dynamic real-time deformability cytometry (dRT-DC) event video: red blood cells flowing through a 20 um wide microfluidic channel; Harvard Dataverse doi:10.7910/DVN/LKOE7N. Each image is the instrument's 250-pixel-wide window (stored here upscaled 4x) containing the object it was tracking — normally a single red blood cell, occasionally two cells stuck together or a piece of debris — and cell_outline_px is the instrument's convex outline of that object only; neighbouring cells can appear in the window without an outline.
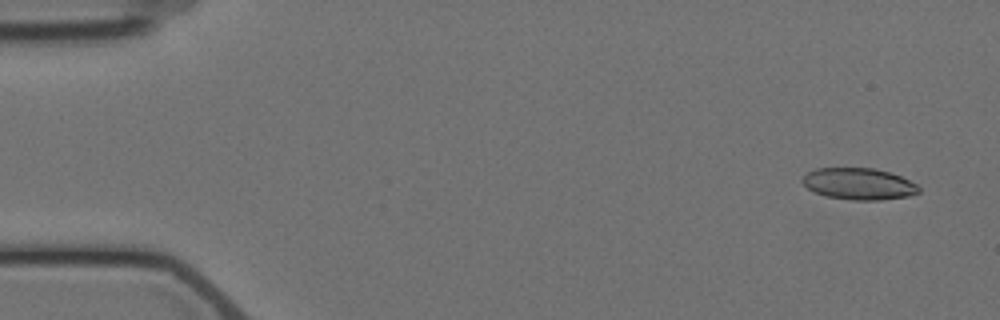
{"species": "Egyptian fruit bat (a non-hibernating species)", "species_latin": "Rousettus aegyptiacus", "temperature_condition": "cold", "stored_images_in_passage": 7, "camera_frame_rate_fps": 3000, "um_per_image_px": 0.085, "animal": {"sex": "female"}, "frame": {"image": 1, "passage_image": 1, "time_ms": 0.0, "image_size_px": [1000, 320], "cell_outline_px": [[920, 192], [908, 196], [880, 200], [852, 200], [828, 196], [812, 192], [800, 180], [808, 172], [816, 168], [876, 168], [900, 176], [916, 184], [920, 188]], "centroid_in_image_um": [72.98, 15.63], "position_along_channel_um": 12.0, "area_um2": 21.39}}
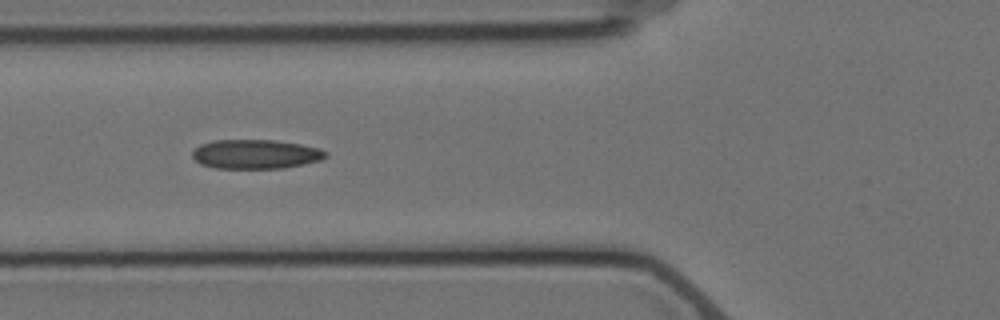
{"frame": {"image": 2, "passage_image": 6, "time_ms": 6.0, "image_size_px": [1000, 320], "cell_outline_px": [[328, 156], [320, 160], [304, 164], [284, 168], [216, 168], [200, 164], [192, 156], [192, 148], [200, 144], [212, 140], [272, 140], [300, 144], [320, 148], [328, 152]], "centroid_in_image_um": [21.71, 13.1], "position_along_channel_um": 104.1, "area_um2": 22.89}}
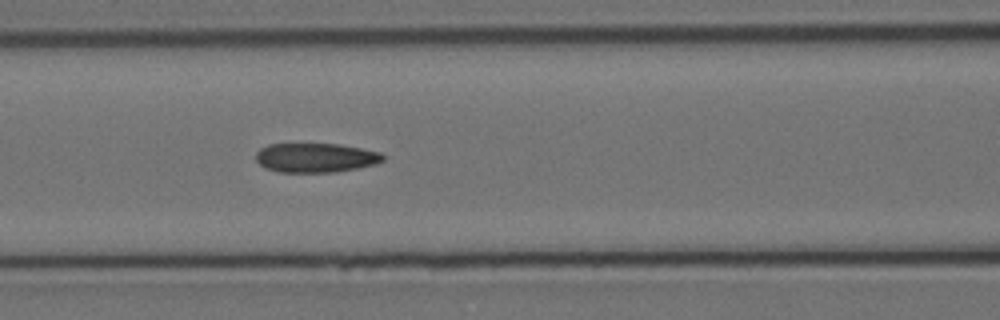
{"frame": {"image": 3, "passage_image": 7, "time_ms": 7.0, "image_size_px": [1000, 320], "cell_outline_px": [[384, 160], [376, 164], [336, 172], [276, 172], [264, 168], [256, 160], [256, 152], [260, 148], [268, 144], [340, 144], [380, 152], [384, 156]], "centroid_in_image_um": [26.8, 13.41], "position_along_channel_um": 139.8, "area_um2": 21.79}}